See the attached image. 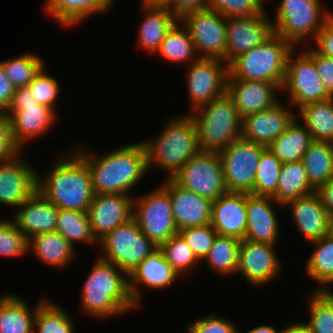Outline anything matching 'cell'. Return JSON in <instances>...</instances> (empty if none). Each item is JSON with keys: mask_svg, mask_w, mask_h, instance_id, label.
Listing matches in <instances>:
<instances>
[{"mask_svg": "<svg viewBox=\"0 0 333 333\" xmlns=\"http://www.w3.org/2000/svg\"><path fill=\"white\" fill-rule=\"evenodd\" d=\"M83 148L75 151L86 163L95 194L121 193L130 195L137 183L148 173L146 150L135 142L94 156Z\"/></svg>", "mask_w": 333, "mask_h": 333, "instance_id": "6da1fadb", "label": "cell"}, {"mask_svg": "<svg viewBox=\"0 0 333 333\" xmlns=\"http://www.w3.org/2000/svg\"><path fill=\"white\" fill-rule=\"evenodd\" d=\"M50 170L43 178L37 174V191L58 209L88 212L95 193L82 157L73 150L56 159Z\"/></svg>", "mask_w": 333, "mask_h": 333, "instance_id": "7a4b0ae2", "label": "cell"}, {"mask_svg": "<svg viewBox=\"0 0 333 333\" xmlns=\"http://www.w3.org/2000/svg\"><path fill=\"white\" fill-rule=\"evenodd\" d=\"M81 290L82 309L97 318L125 314L136 308L129 294L128 276L99 257Z\"/></svg>", "mask_w": 333, "mask_h": 333, "instance_id": "3957f363", "label": "cell"}, {"mask_svg": "<svg viewBox=\"0 0 333 333\" xmlns=\"http://www.w3.org/2000/svg\"><path fill=\"white\" fill-rule=\"evenodd\" d=\"M159 136L142 141L146 150L148 171L157 166L171 178L200 149L197 127L191 115L167 121Z\"/></svg>", "mask_w": 333, "mask_h": 333, "instance_id": "277c9868", "label": "cell"}, {"mask_svg": "<svg viewBox=\"0 0 333 333\" xmlns=\"http://www.w3.org/2000/svg\"><path fill=\"white\" fill-rule=\"evenodd\" d=\"M295 48L291 42L273 33L259 46L235 58L228 65L227 79L274 82L282 87L288 57Z\"/></svg>", "mask_w": 333, "mask_h": 333, "instance_id": "5b68a950", "label": "cell"}, {"mask_svg": "<svg viewBox=\"0 0 333 333\" xmlns=\"http://www.w3.org/2000/svg\"><path fill=\"white\" fill-rule=\"evenodd\" d=\"M193 111L200 150L220 152L241 138L242 117L227 93Z\"/></svg>", "mask_w": 333, "mask_h": 333, "instance_id": "8992f818", "label": "cell"}, {"mask_svg": "<svg viewBox=\"0 0 333 333\" xmlns=\"http://www.w3.org/2000/svg\"><path fill=\"white\" fill-rule=\"evenodd\" d=\"M277 7L273 33L294 46L302 40L308 41V36L314 40L333 15L327 10L322 12L319 0H281Z\"/></svg>", "mask_w": 333, "mask_h": 333, "instance_id": "52a82bcc", "label": "cell"}, {"mask_svg": "<svg viewBox=\"0 0 333 333\" xmlns=\"http://www.w3.org/2000/svg\"><path fill=\"white\" fill-rule=\"evenodd\" d=\"M5 112L9 117L11 138L20 151L25 142L49 132L57 115L52 108L39 104L28 87L15 89Z\"/></svg>", "mask_w": 333, "mask_h": 333, "instance_id": "ba28073f", "label": "cell"}, {"mask_svg": "<svg viewBox=\"0 0 333 333\" xmlns=\"http://www.w3.org/2000/svg\"><path fill=\"white\" fill-rule=\"evenodd\" d=\"M103 252L99 258L114 264L127 276L158 246L150 240L132 218L108 232L98 243Z\"/></svg>", "mask_w": 333, "mask_h": 333, "instance_id": "9c48e42d", "label": "cell"}, {"mask_svg": "<svg viewBox=\"0 0 333 333\" xmlns=\"http://www.w3.org/2000/svg\"><path fill=\"white\" fill-rule=\"evenodd\" d=\"M170 179L211 201L228 192L219 152L199 150Z\"/></svg>", "mask_w": 333, "mask_h": 333, "instance_id": "30bf717a", "label": "cell"}, {"mask_svg": "<svg viewBox=\"0 0 333 333\" xmlns=\"http://www.w3.org/2000/svg\"><path fill=\"white\" fill-rule=\"evenodd\" d=\"M132 218L158 247L178 234L169 192L162 185L152 193L133 199Z\"/></svg>", "mask_w": 333, "mask_h": 333, "instance_id": "8fae6325", "label": "cell"}, {"mask_svg": "<svg viewBox=\"0 0 333 333\" xmlns=\"http://www.w3.org/2000/svg\"><path fill=\"white\" fill-rule=\"evenodd\" d=\"M288 57L281 93L288 92L290 104L298 109L306 104L324 101L332 96L327 92L313 58L305 51Z\"/></svg>", "mask_w": 333, "mask_h": 333, "instance_id": "7c38bea8", "label": "cell"}, {"mask_svg": "<svg viewBox=\"0 0 333 333\" xmlns=\"http://www.w3.org/2000/svg\"><path fill=\"white\" fill-rule=\"evenodd\" d=\"M266 146L239 138L219 152L228 192L253 191L257 165Z\"/></svg>", "mask_w": 333, "mask_h": 333, "instance_id": "4fadbf2b", "label": "cell"}, {"mask_svg": "<svg viewBox=\"0 0 333 333\" xmlns=\"http://www.w3.org/2000/svg\"><path fill=\"white\" fill-rule=\"evenodd\" d=\"M179 21L188 30L198 58L219 59L225 62L227 18L216 11L206 9L185 15Z\"/></svg>", "mask_w": 333, "mask_h": 333, "instance_id": "5bb4252c", "label": "cell"}, {"mask_svg": "<svg viewBox=\"0 0 333 333\" xmlns=\"http://www.w3.org/2000/svg\"><path fill=\"white\" fill-rule=\"evenodd\" d=\"M188 66L187 94L191 109L214 101L226 93L229 72L223 60L198 58Z\"/></svg>", "mask_w": 333, "mask_h": 333, "instance_id": "9a60e30c", "label": "cell"}, {"mask_svg": "<svg viewBox=\"0 0 333 333\" xmlns=\"http://www.w3.org/2000/svg\"><path fill=\"white\" fill-rule=\"evenodd\" d=\"M265 9L255 16L227 18L225 63L229 65L239 55L259 46L273 34L272 21Z\"/></svg>", "mask_w": 333, "mask_h": 333, "instance_id": "2e32d148", "label": "cell"}, {"mask_svg": "<svg viewBox=\"0 0 333 333\" xmlns=\"http://www.w3.org/2000/svg\"><path fill=\"white\" fill-rule=\"evenodd\" d=\"M274 244L241 240L238 253L237 273L246 282L262 285L274 281L280 274L281 261L275 252ZM274 248V250H273Z\"/></svg>", "mask_w": 333, "mask_h": 333, "instance_id": "e0dca14e", "label": "cell"}, {"mask_svg": "<svg viewBox=\"0 0 333 333\" xmlns=\"http://www.w3.org/2000/svg\"><path fill=\"white\" fill-rule=\"evenodd\" d=\"M133 196L121 193L95 194L88 209L92 232L99 241L133 216Z\"/></svg>", "mask_w": 333, "mask_h": 333, "instance_id": "ac0fdd59", "label": "cell"}, {"mask_svg": "<svg viewBox=\"0 0 333 333\" xmlns=\"http://www.w3.org/2000/svg\"><path fill=\"white\" fill-rule=\"evenodd\" d=\"M20 151L10 161L0 163V203L18 208L37 191V172L22 160Z\"/></svg>", "mask_w": 333, "mask_h": 333, "instance_id": "d6986e66", "label": "cell"}, {"mask_svg": "<svg viewBox=\"0 0 333 333\" xmlns=\"http://www.w3.org/2000/svg\"><path fill=\"white\" fill-rule=\"evenodd\" d=\"M279 101L273 107L242 118L241 138L268 146L295 120L296 113Z\"/></svg>", "mask_w": 333, "mask_h": 333, "instance_id": "ffe728a7", "label": "cell"}, {"mask_svg": "<svg viewBox=\"0 0 333 333\" xmlns=\"http://www.w3.org/2000/svg\"><path fill=\"white\" fill-rule=\"evenodd\" d=\"M276 92H281V87L274 82L227 79L226 93L232 98L242 118L273 107L279 102L275 97Z\"/></svg>", "mask_w": 333, "mask_h": 333, "instance_id": "44dd1931", "label": "cell"}, {"mask_svg": "<svg viewBox=\"0 0 333 333\" xmlns=\"http://www.w3.org/2000/svg\"><path fill=\"white\" fill-rule=\"evenodd\" d=\"M162 186L169 192L172 213L178 231L211 223L212 201L186 190L170 178Z\"/></svg>", "mask_w": 333, "mask_h": 333, "instance_id": "7402d4cb", "label": "cell"}, {"mask_svg": "<svg viewBox=\"0 0 333 333\" xmlns=\"http://www.w3.org/2000/svg\"><path fill=\"white\" fill-rule=\"evenodd\" d=\"M178 277L179 274L167 262L162 250L158 247L128 275L129 294L133 303L139 307L142 299L139 285L162 290L175 283Z\"/></svg>", "mask_w": 333, "mask_h": 333, "instance_id": "603a6c76", "label": "cell"}, {"mask_svg": "<svg viewBox=\"0 0 333 333\" xmlns=\"http://www.w3.org/2000/svg\"><path fill=\"white\" fill-rule=\"evenodd\" d=\"M284 206L290 207L296 228L307 241L320 240L333 231V218L315 192L289 201Z\"/></svg>", "mask_w": 333, "mask_h": 333, "instance_id": "cb8c5ba5", "label": "cell"}, {"mask_svg": "<svg viewBox=\"0 0 333 333\" xmlns=\"http://www.w3.org/2000/svg\"><path fill=\"white\" fill-rule=\"evenodd\" d=\"M220 236L245 239L247 226L246 193L227 192L212 201L211 223Z\"/></svg>", "mask_w": 333, "mask_h": 333, "instance_id": "d4e9b609", "label": "cell"}, {"mask_svg": "<svg viewBox=\"0 0 333 333\" xmlns=\"http://www.w3.org/2000/svg\"><path fill=\"white\" fill-rule=\"evenodd\" d=\"M273 203L283 206L271 197L246 193L247 226L245 240L277 244L276 240L279 239L280 228L277 215L272 207Z\"/></svg>", "mask_w": 333, "mask_h": 333, "instance_id": "484cf974", "label": "cell"}, {"mask_svg": "<svg viewBox=\"0 0 333 333\" xmlns=\"http://www.w3.org/2000/svg\"><path fill=\"white\" fill-rule=\"evenodd\" d=\"M11 219L27 239L48 232H55L58 208L36 191L23 202Z\"/></svg>", "mask_w": 333, "mask_h": 333, "instance_id": "4316f807", "label": "cell"}, {"mask_svg": "<svg viewBox=\"0 0 333 333\" xmlns=\"http://www.w3.org/2000/svg\"><path fill=\"white\" fill-rule=\"evenodd\" d=\"M144 14V20L140 23L138 33V44L145 51L156 53L161 42L171 30V28L178 22L173 16L168 5H158L152 2L141 3Z\"/></svg>", "mask_w": 333, "mask_h": 333, "instance_id": "83f0119b", "label": "cell"}, {"mask_svg": "<svg viewBox=\"0 0 333 333\" xmlns=\"http://www.w3.org/2000/svg\"><path fill=\"white\" fill-rule=\"evenodd\" d=\"M45 300L31 310L26 301L17 295L0 297V333H34L36 310Z\"/></svg>", "mask_w": 333, "mask_h": 333, "instance_id": "f1b7e54d", "label": "cell"}, {"mask_svg": "<svg viewBox=\"0 0 333 333\" xmlns=\"http://www.w3.org/2000/svg\"><path fill=\"white\" fill-rule=\"evenodd\" d=\"M53 267H65L74 258L75 248L58 232L37 234L28 239V251Z\"/></svg>", "mask_w": 333, "mask_h": 333, "instance_id": "f546056e", "label": "cell"}, {"mask_svg": "<svg viewBox=\"0 0 333 333\" xmlns=\"http://www.w3.org/2000/svg\"><path fill=\"white\" fill-rule=\"evenodd\" d=\"M301 161L311 186L316 190L333 177V142L313 140Z\"/></svg>", "mask_w": 333, "mask_h": 333, "instance_id": "4dcf8cb0", "label": "cell"}, {"mask_svg": "<svg viewBox=\"0 0 333 333\" xmlns=\"http://www.w3.org/2000/svg\"><path fill=\"white\" fill-rule=\"evenodd\" d=\"M315 192L311 186L302 161L283 163L275 195L272 197L283 206L292 200Z\"/></svg>", "mask_w": 333, "mask_h": 333, "instance_id": "1f68e13d", "label": "cell"}, {"mask_svg": "<svg viewBox=\"0 0 333 333\" xmlns=\"http://www.w3.org/2000/svg\"><path fill=\"white\" fill-rule=\"evenodd\" d=\"M297 120L295 118L287 130L267 146L282 163L301 161L313 141L310 132Z\"/></svg>", "mask_w": 333, "mask_h": 333, "instance_id": "d6a6232c", "label": "cell"}, {"mask_svg": "<svg viewBox=\"0 0 333 333\" xmlns=\"http://www.w3.org/2000/svg\"><path fill=\"white\" fill-rule=\"evenodd\" d=\"M46 2V12L64 27H75L88 19V16L107 11L98 0H46Z\"/></svg>", "mask_w": 333, "mask_h": 333, "instance_id": "836d02e7", "label": "cell"}, {"mask_svg": "<svg viewBox=\"0 0 333 333\" xmlns=\"http://www.w3.org/2000/svg\"><path fill=\"white\" fill-rule=\"evenodd\" d=\"M297 112L313 140L333 142V97L306 104Z\"/></svg>", "mask_w": 333, "mask_h": 333, "instance_id": "e575fe53", "label": "cell"}, {"mask_svg": "<svg viewBox=\"0 0 333 333\" xmlns=\"http://www.w3.org/2000/svg\"><path fill=\"white\" fill-rule=\"evenodd\" d=\"M156 53L172 63L187 64L189 61L191 63L198 59L188 30L180 21L167 33Z\"/></svg>", "mask_w": 333, "mask_h": 333, "instance_id": "d590c367", "label": "cell"}, {"mask_svg": "<svg viewBox=\"0 0 333 333\" xmlns=\"http://www.w3.org/2000/svg\"><path fill=\"white\" fill-rule=\"evenodd\" d=\"M56 232L74 248L76 242L82 241L88 245L99 243L92 232L88 212L58 209Z\"/></svg>", "mask_w": 333, "mask_h": 333, "instance_id": "8d00e7d4", "label": "cell"}, {"mask_svg": "<svg viewBox=\"0 0 333 333\" xmlns=\"http://www.w3.org/2000/svg\"><path fill=\"white\" fill-rule=\"evenodd\" d=\"M316 247L307 261L306 273L321 285L333 283V231L320 240L312 241Z\"/></svg>", "mask_w": 333, "mask_h": 333, "instance_id": "74e56055", "label": "cell"}, {"mask_svg": "<svg viewBox=\"0 0 333 333\" xmlns=\"http://www.w3.org/2000/svg\"><path fill=\"white\" fill-rule=\"evenodd\" d=\"M240 242L234 237L218 235L203 261L221 275L236 274Z\"/></svg>", "mask_w": 333, "mask_h": 333, "instance_id": "f35d334b", "label": "cell"}, {"mask_svg": "<svg viewBox=\"0 0 333 333\" xmlns=\"http://www.w3.org/2000/svg\"><path fill=\"white\" fill-rule=\"evenodd\" d=\"M72 320L71 316L59 305L46 299L36 310L33 331L37 333H75Z\"/></svg>", "mask_w": 333, "mask_h": 333, "instance_id": "ab89813d", "label": "cell"}, {"mask_svg": "<svg viewBox=\"0 0 333 333\" xmlns=\"http://www.w3.org/2000/svg\"><path fill=\"white\" fill-rule=\"evenodd\" d=\"M0 64L15 89L27 87L45 66L44 60L33 53H24L19 57L9 58Z\"/></svg>", "mask_w": 333, "mask_h": 333, "instance_id": "60d3db41", "label": "cell"}, {"mask_svg": "<svg viewBox=\"0 0 333 333\" xmlns=\"http://www.w3.org/2000/svg\"><path fill=\"white\" fill-rule=\"evenodd\" d=\"M282 162L266 147L257 165L253 191L255 196L273 197L276 193Z\"/></svg>", "mask_w": 333, "mask_h": 333, "instance_id": "b9f144b4", "label": "cell"}, {"mask_svg": "<svg viewBox=\"0 0 333 333\" xmlns=\"http://www.w3.org/2000/svg\"><path fill=\"white\" fill-rule=\"evenodd\" d=\"M159 248L162 250L167 262L179 276L191 270L193 266L196 267L195 265L200 262L179 234L163 242Z\"/></svg>", "mask_w": 333, "mask_h": 333, "instance_id": "7bdbcfd3", "label": "cell"}, {"mask_svg": "<svg viewBox=\"0 0 333 333\" xmlns=\"http://www.w3.org/2000/svg\"><path fill=\"white\" fill-rule=\"evenodd\" d=\"M309 321L314 333H333V306L317 290L308 297Z\"/></svg>", "mask_w": 333, "mask_h": 333, "instance_id": "ee69618b", "label": "cell"}, {"mask_svg": "<svg viewBox=\"0 0 333 333\" xmlns=\"http://www.w3.org/2000/svg\"><path fill=\"white\" fill-rule=\"evenodd\" d=\"M178 234L184 239L199 261L206 257L218 236L211 224L183 228L178 231Z\"/></svg>", "mask_w": 333, "mask_h": 333, "instance_id": "f6af8a7d", "label": "cell"}, {"mask_svg": "<svg viewBox=\"0 0 333 333\" xmlns=\"http://www.w3.org/2000/svg\"><path fill=\"white\" fill-rule=\"evenodd\" d=\"M28 253V239L12 220H0V255L23 256Z\"/></svg>", "mask_w": 333, "mask_h": 333, "instance_id": "bcb514c9", "label": "cell"}, {"mask_svg": "<svg viewBox=\"0 0 333 333\" xmlns=\"http://www.w3.org/2000/svg\"><path fill=\"white\" fill-rule=\"evenodd\" d=\"M46 70L44 66L27 87L39 104L55 111L56 100L61 87L55 78L46 74Z\"/></svg>", "mask_w": 333, "mask_h": 333, "instance_id": "7dc6e473", "label": "cell"}, {"mask_svg": "<svg viewBox=\"0 0 333 333\" xmlns=\"http://www.w3.org/2000/svg\"><path fill=\"white\" fill-rule=\"evenodd\" d=\"M208 9L225 18L234 16H255L264 9L255 0H209Z\"/></svg>", "mask_w": 333, "mask_h": 333, "instance_id": "c3c4849f", "label": "cell"}, {"mask_svg": "<svg viewBox=\"0 0 333 333\" xmlns=\"http://www.w3.org/2000/svg\"><path fill=\"white\" fill-rule=\"evenodd\" d=\"M188 327V333H241L235 323L215 313L199 318Z\"/></svg>", "mask_w": 333, "mask_h": 333, "instance_id": "681fc988", "label": "cell"}, {"mask_svg": "<svg viewBox=\"0 0 333 333\" xmlns=\"http://www.w3.org/2000/svg\"><path fill=\"white\" fill-rule=\"evenodd\" d=\"M305 51L313 58L325 89L333 97V58L318 53L311 46Z\"/></svg>", "mask_w": 333, "mask_h": 333, "instance_id": "f907efd6", "label": "cell"}, {"mask_svg": "<svg viewBox=\"0 0 333 333\" xmlns=\"http://www.w3.org/2000/svg\"><path fill=\"white\" fill-rule=\"evenodd\" d=\"M19 152L11 138L9 117L5 111H0V163L10 161Z\"/></svg>", "mask_w": 333, "mask_h": 333, "instance_id": "816d5d0a", "label": "cell"}, {"mask_svg": "<svg viewBox=\"0 0 333 333\" xmlns=\"http://www.w3.org/2000/svg\"><path fill=\"white\" fill-rule=\"evenodd\" d=\"M209 0H173L168 7L179 21L185 15L208 9Z\"/></svg>", "mask_w": 333, "mask_h": 333, "instance_id": "f5cc1de1", "label": "cell"}, {"mask_svg": "<svg viewBox=\"0 0 333 333\" xmlns=\"http://www.w3.org/2000/svg\"><path fill=\"white\" fill-rule=\"evenodd\" d=\"M314 40V49L318 53L333 58V15L325 22Z\"/></svg>", "mask_w": 333, "mask_h": 333, "instance_id": "db71d44e", "label": "cell"}, {"mask_svg": "<svg viewBox=\"0 0 333 333\" xmlns=\"http://www.w3.org/2000/svg\"><path fill=\"white\" fill-rule=\"evenodd\" d=\"M15 88L5 74L2 65L0 64V111H6L10 106Z\"/></svg>", "mask_w": 333, "mask_h": 333, "instance_id": "11a10c76", "label": "cell"}, {"mask_svg": "<svg viewBox=\"0 0 333 333\" xmlns=\"http://www.w3.org/2000/svg\"><path fill=\"white\" fill-rule=\"evenodd\" d=\"M315 193L320 198L328 214L333 218V177L327 183L318 187Z\"/></svg>", "mask_w": 333, "mask_h": 333, "instance_id": "9f6ffc18", "label": "cell"}, {"mask_svg": "<svg viewBox=\"0 0 333 333\" xmlns=\"http://www.w3.org/2000/svg\"><path fill=\"white\" fill-rule=\"evenodd\" d=\"M284 333H314L306 322L291 323L284 328Z\"/></svg>", "mask_w": 333, "mask_h": 333, "instance_id": "6f0895ef", "label": "cell"}, {"mask_svg": "<svg viewBox=\"0 0 333 333\" xmlns=\"http://www.w3.org/2000/svg\"><path fill=\"white\" fill-rule=\"evenodd\" d=\"M248 333H284V329L278 332L273 326L261 325L251 329Z\"/></svg>", "mask_w": 333, "mask_h": 333, "instance_id": "680465c9", "label": "cell"}, {"mask_svg": "<svg viewBox=\"0 0 333 333\" xmlns=\"http://www.w3.org/2000/svg\"><path fill=\"white\" fill-rule=\"evenodd\" d=\"M329 290V291H328ZM327 300L328 302L333 306V293L332 291L327 288V286L321 287V289L318 290Z\"/></svg>", "mask_w": 333, "mask_h": 333, "instance_id": "91938a15", "label": "cell"}, {"mask_svg": "<svg viewBox=\"0 0 333 333\" xmlns=\"http://www.w3.org/2000/svg\"><path fill=\"white\" fill-rule=\"evenodd\" d=\"M107 10L111 8L114 0H98Z\"/></svg>", "mask_w": 333, "mask_h": 333, "instance_id": "94428289", "label": "cell"}, {"mask_svg": "<svg viewBox=\"0 0 333 333\" xmlns=\"http://www.w3.org/2000/svg\"><path fill=\"white\" fill-rule=\"evenodd\" d=\"M173 0H154L152 3L158 5H169Z\"/></svg>", "mask_w": 333, "mask_h": 333, "instance_id": "6125c7cd", "label": "cell"}, {"mask_svg": "<svg viewBox=\"0 0 333 333\" xmlns=\"http://www.w3.org/2000/svg\"><path fill=\"white\" fill-rule=\"evenodd\" d=\"M263 9H265L264 8V3L266 2V1H268V0H255ZM264 2V3H263Z\"/></svg>", "mask_w": 333, "mask_h": 333, "instance_id": "be15d7a7", "label": "cell"}, {"mask_svg": "<svg viewBox=\"0 0 333 333\" xmlns=\"http://www.w3.org/2000/svg\"><path fill=\"white\" fill-rule=\"evenodd\" d=\"M154 0H142L141 3L143 2H153Z\"/></svg>", "mask_w": 333, "mask_h": 333, "instance_id": "e7e4bbea", "label": "cell"}]
</instances>
